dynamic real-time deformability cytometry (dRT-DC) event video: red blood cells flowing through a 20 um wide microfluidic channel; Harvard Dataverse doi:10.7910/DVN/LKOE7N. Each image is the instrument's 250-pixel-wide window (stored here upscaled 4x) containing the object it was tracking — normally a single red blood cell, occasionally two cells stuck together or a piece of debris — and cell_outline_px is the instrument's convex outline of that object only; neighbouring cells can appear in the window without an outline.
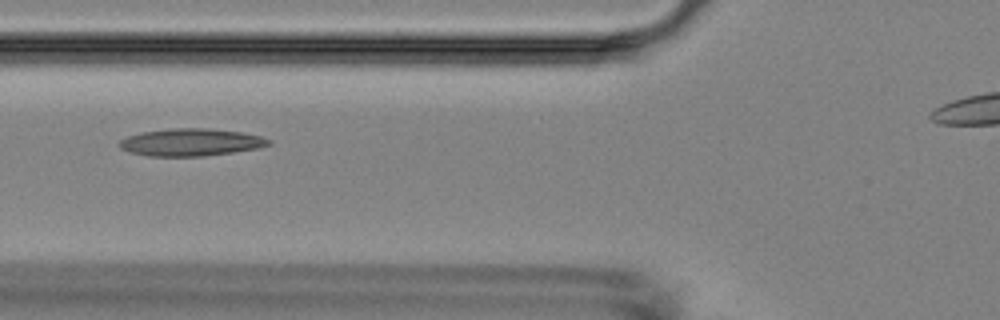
{"species": "Egyptian fruit bat (a non-hibernating species)", "species_latin": "Rousettus aegyptiacus", "temperature_condition": "room temperature", "stored_images_in_passage": 9, "camera_frame_rate_fps": 3000, "um_per_image_px": 0.085, "animal": {"sex": "female"}, "frame": {"image": 1, "passage_image": 7, "time_ms": 6.667, "image_size_px": [1000, 320], "cell_outline_px": [[272, 144], [260, 148], [204, 156], [148, 156], [128, 152], [120, 148], [116, 144], [120, 140], [128, 136], [144, 132], [172, 128], [208, 128], [240, 132], [260, 136], [272, 140]], "centroid_in_image_um": [16.22, 12.1], "position_along_channel_um": 109.6, "area_um2": 23.87}}